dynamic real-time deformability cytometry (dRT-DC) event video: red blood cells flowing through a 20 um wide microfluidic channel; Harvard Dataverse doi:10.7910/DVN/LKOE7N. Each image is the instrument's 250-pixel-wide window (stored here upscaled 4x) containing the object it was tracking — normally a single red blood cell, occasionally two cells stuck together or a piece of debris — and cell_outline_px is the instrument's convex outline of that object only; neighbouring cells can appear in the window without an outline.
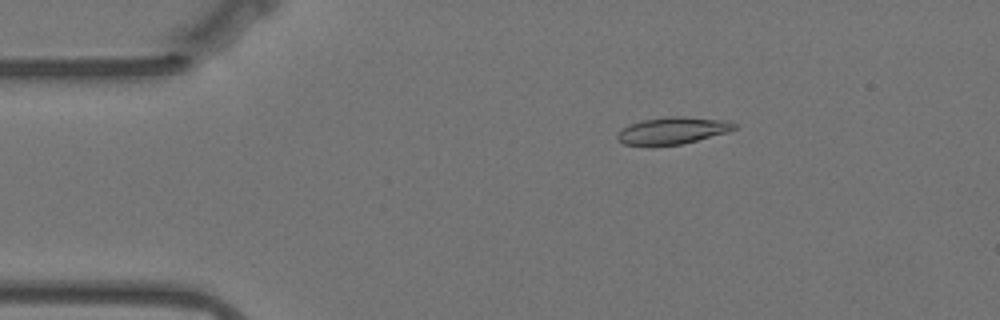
{"species": "Egyptian fruit bat (a non-hibernating species)", "species_latin": "Rousettus aegyptiacus", "temperature_condition": "warm", "stored_images_in_passage": 56, "camera_frame_rate_fps": 3000, "um_per_image_px": 0.085, "animal": {"sex": "female"}, "frame": {"image": 1, "passage_image": 9, "time_ms": 2.667, "image_size_px": [1000, 320], "cell_outline_px": [[736, 128], [728, 132], [680, 144], [624, 144], [616, 140], [616, 136], [624, 128], [640, 120], [668, 116], [684, 116], [728, 120], [736, 124]], "centroid_in_image_um": [57.21, 11.07], "position_along_channel_um": 27.8, "area_um2": 18.03}}
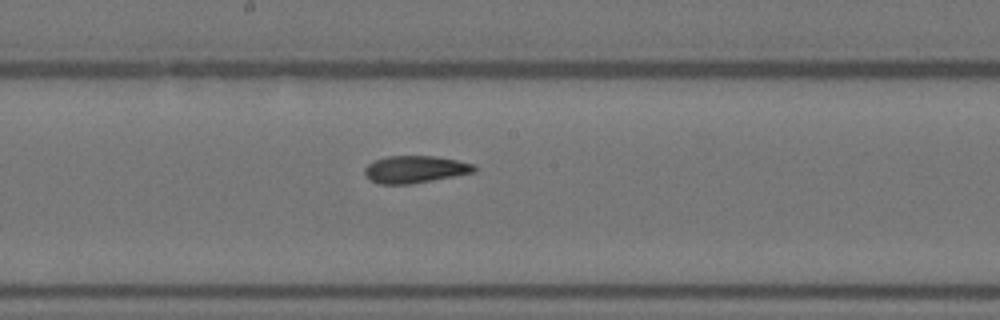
{"frame": {"image": 2, "passage_image": 29, "time_ms": 9.333, "image_size_px": [1000, 320], "cell_outline_px": [[476, 172], [432, 180], [408, 184], [380, 184], [372, 180], [364, 172], [364, 168], [368, 164], [376, 160], [388, 156], [432, 156], [456, 160], [476, 164]], "centroid_in_image_um": [35.31, 14.39], "position_along_channel_um": 212.9, "area_um2": 17.17}}
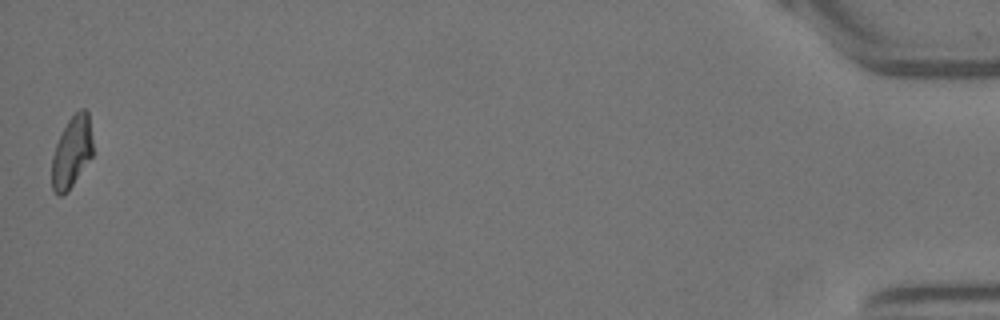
{"frame": {"image": 3, "passage_image": 56, "time_ms": 18.333, "image_size_px": [1000, 320], "cell_outline_px": [[92, 156], [72, 184], [60, 196], [52, 188], [52, 156], [56, 144], [68, 120], [80, 108], [84, 108], [88, 112], [92, 140]], "centroid_in_image_um": [6.1, 12.87], "position_along_channel_um": 429.1, "area_um2": 16.53}, "authors_computed_cell_mechanics": {"area_um2": 17.7446, "velocity_mm_per_s": 3.5274, "shape_relaxation_time_tau1_ms": 7.317, "shape_relaxation_time_tau2_ms": 3.0563, "deformation_change_tau1": 0.1677, "deformation_change_tau2": 0.1097}}